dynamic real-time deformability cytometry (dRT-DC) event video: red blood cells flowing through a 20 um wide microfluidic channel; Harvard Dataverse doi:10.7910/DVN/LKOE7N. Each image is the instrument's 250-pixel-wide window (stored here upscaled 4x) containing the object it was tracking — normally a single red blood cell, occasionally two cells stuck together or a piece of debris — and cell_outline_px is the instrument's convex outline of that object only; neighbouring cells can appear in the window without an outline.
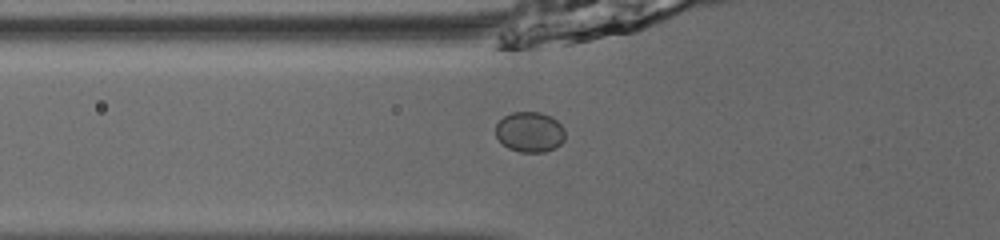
{"species": "common noctule bat (a hibernating species)", "species_latin": "Nyctalus noctula", "temperature_condition": "room temperature", "stored_images_in_passage": 37, "camera_frame_rate_fps": 3000, "um_per_image_px": 0.085, "animal": {"sex": "male", "body_mass_g": 13.0, "forearm_length_mm": 53.1}, "frame": {"image": 1, "passage_image": 4, "time_ms": 1.0, "image_size_px": [1000, 240], "cell_outline_px": [[564, 140], [556, 148], [544, 152], [520, 152], [508, 148], [496, 136], [496, 124], [504, 116], [512, 112], [540, 112], [552, 116], [564, 128]], "centroid_in_image_um": [45.04, 11.21], "position_along_channel_um": 80.8, "area_um2": 16.36}}
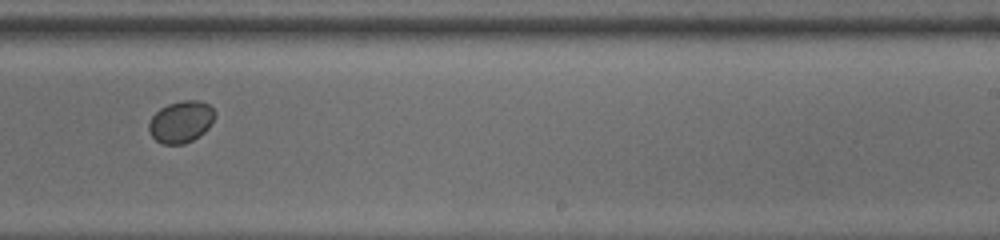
{"frame": {"image": 2, "passage_image": 19, "time_ms": 6.0, "image_size_px": [1000, 240], "cell_outline_px": [[216, 116], [208, 128], [200, 136], [184, 144], [164, 144], [156, 140], [152, 136], [148, 128], [148, 120], [160, 108], [168, 104], [184, 100], [200, 100], [208, 104], [216, 112]], "centroid_in_image_um": [15.39, 10.34], "position_along_channel_um": 273.6, "area_um2": 16.18}}
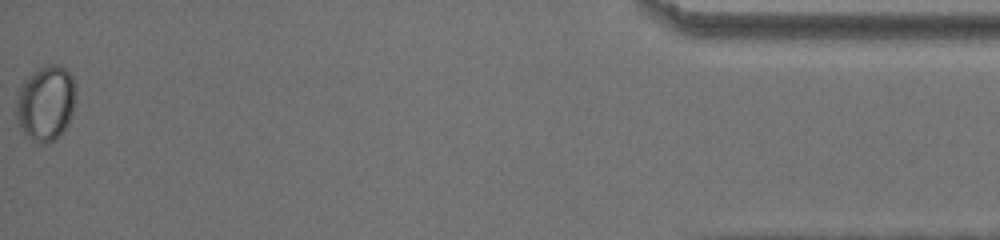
{"frame": {"image": 3, "passage_image": 37, "time_ms": 12.0, "image_size_px": [1000, 240], "cell_outline_px": [[76, 96], [72, 112], [68, 124], [56, 140], [44, 144], [32, 140], [24, 132], [16, 116], [16, 100], [20, 88], [24, 80], [32, 72], [44, 64], [56, 64], [64, 68], [72, 76], [76, 92]], "centroid_in_image_um": [3.9, 8.75], "position_along_channel_um": 431.3, "area_um2": 26.13}}